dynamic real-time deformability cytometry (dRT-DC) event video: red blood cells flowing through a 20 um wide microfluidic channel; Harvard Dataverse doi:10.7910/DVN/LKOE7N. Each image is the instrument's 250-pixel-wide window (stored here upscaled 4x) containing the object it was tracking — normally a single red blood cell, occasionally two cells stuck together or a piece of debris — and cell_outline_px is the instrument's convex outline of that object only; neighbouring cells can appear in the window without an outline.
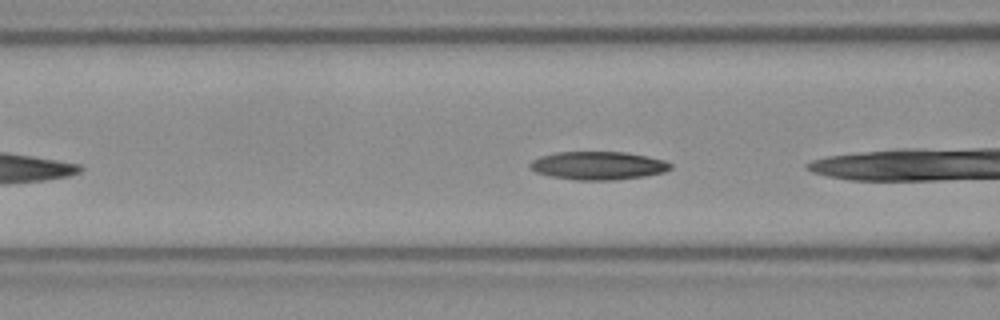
{"species": "Egyptian fruit bat (a non-hibernating species)", "species_latin": "Rousettus aegyptiacus", "temperature_condition": "room temperature", "stored_images_in_passage": 9, "camera_frame_rate_fps": 3000, "um_per_image_px": 0.085, "frame": {"image": 1, "passage_image": 3, "time_ms": 0.667, "image_size_px": [1000, 320], "cell_outline_px": [[672, 168], [664, 172], [644, 176], [616, 180], [576, 180], [552, 176], [536, 172], [528, 164], [532, 160], [540, 156], [556, 152], [624, 152], [664, 160], [672, 164]], "centroid_in_image_um": [50.84, 14.07], "position_along_channel_um": 115.8, "area_um2": 22.95}}
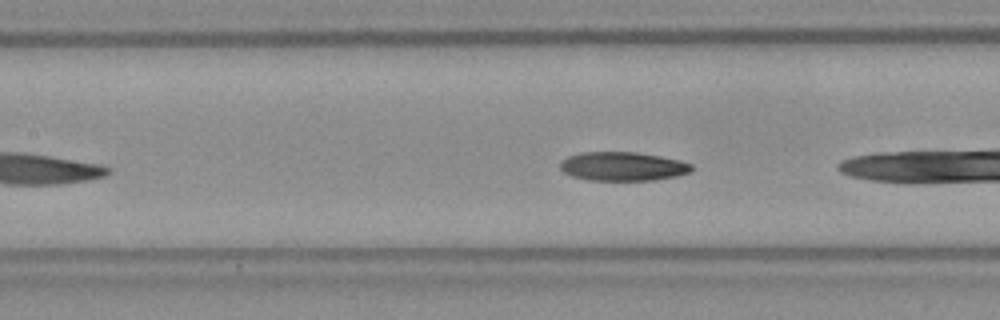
{"frame": {"image": 2, "passage_image": 6, "time_ms": 1.667, "image_size_px": [1000, 320], "cell_outline_px": [[692, 172], [676, 176], [652, 180], [588, 180], [572, 176], [564, 172], [560, 168], [560, 164], [568, 156], [580, 152], [636, 152], [660, 156], [680, 160], [692, 164]], "centroid_in_image_um": [52.95, 14.14], "position_along_channel_um": 154.4, "area_um2": 22.08}}